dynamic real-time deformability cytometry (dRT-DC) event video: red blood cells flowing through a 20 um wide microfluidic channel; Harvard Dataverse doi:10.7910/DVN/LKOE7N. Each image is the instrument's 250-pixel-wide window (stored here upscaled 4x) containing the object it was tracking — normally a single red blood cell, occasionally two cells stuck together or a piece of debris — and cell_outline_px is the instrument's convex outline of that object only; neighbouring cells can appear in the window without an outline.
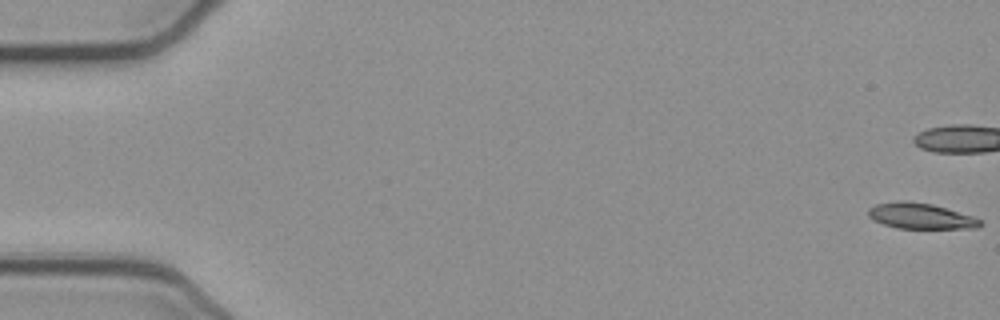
{"species": "common noctule bat (a hibernating species)", "species_latin": "Nyctalus noctula", "temperature_condition": "cold", "stored_images_in_passage": 54, "camera_frame_rate_fps": 3000, "um_per_image_px": 0.085, "animal": {"sex": "female", "body_mass_g": 21.9}, "frame": {"image": 1, "passage_image": 1, "time_ms": 0.0, "image_size_px": [1000, 320], "cell_outline_px": [[984, 224], [976, 228], [896, 228], [884, 224], [868, 216], [868, 208], [876, 204], [896, 200], [904, 200], [932, 204], [972, 216], [980, 220]], "centroid_in_image_um": [78.23, 18.35], "position_along_channel_um": 6.8, "area_um2": 16.65}}